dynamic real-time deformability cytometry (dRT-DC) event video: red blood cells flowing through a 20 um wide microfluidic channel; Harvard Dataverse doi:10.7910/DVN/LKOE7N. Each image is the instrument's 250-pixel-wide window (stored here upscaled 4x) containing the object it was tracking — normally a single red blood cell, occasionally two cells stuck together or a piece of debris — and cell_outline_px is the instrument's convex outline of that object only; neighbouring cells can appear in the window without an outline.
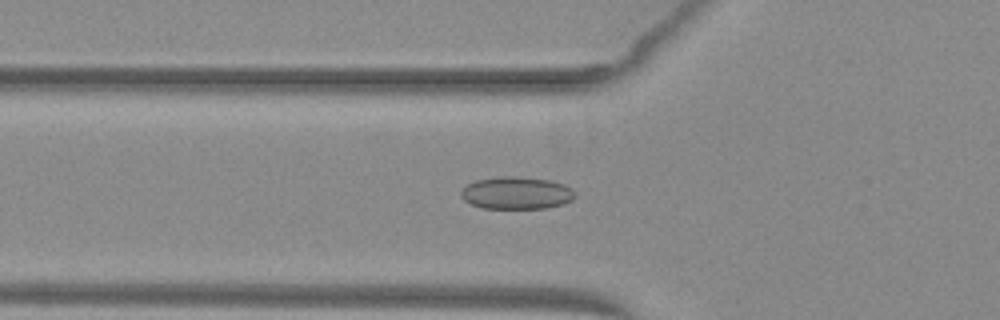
{"species": "common noctule bat (a hibernating species)", "species_latin": "Nyctalus noctula", "temperature_condition": "warm", "stored_images_in_passage": 35, "camera_frame_rate_fps": 3000, "um_per_image_px": 0.085, "animal": {"sex": "female", "body_mass_g": 29.2, "forearm_length_mm": 56.3}, "frame": {"image": 1, "passage_image": 2, "time_ms": 0.333, "image_size_px": [1000, 320], "cell_outline_px": [[576, 196], [572, 200], [564, 204], [544, 208], [484, 208], [472, 204], [464, 200], [460, 196], [460, 192], [468, 184], [476, 180], [504, 176], [516, 176], [548, 180], [564, 184], [572, 188]], "centroid_in_image_um": [43.92, 16.4], "position_along_channel_um": 81.9, "area_um2": 21.44}}
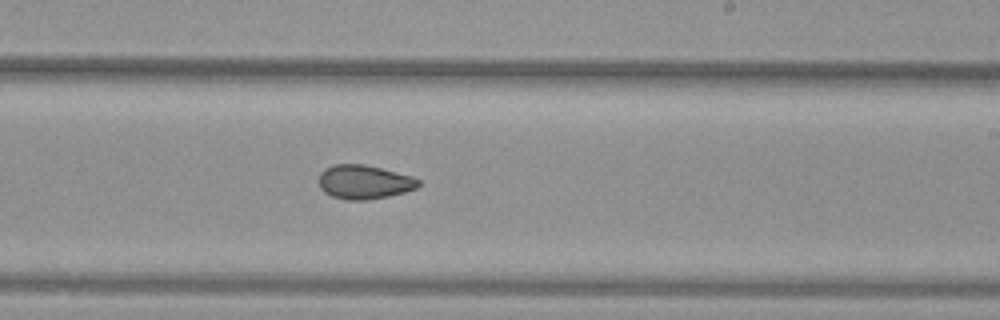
{"frame": {"image": 2, "passage_image": 15, "time_ms": 4.667, "image_size_px": [1000, 320], "cell_outline_px": [[420, 184], [416, 188], [404, 192], [388, 196], [368, 200], [344, 200], [332, 196], [324, 192], [320, 188], [320, 172], [324, 168], [336, 164], [364, 164], [412, 176], [420, 180]], "centroid_in_image_um": [30.94, 15.47], "position_along_channel_um": 258.1, "area_um2": 19.71}}
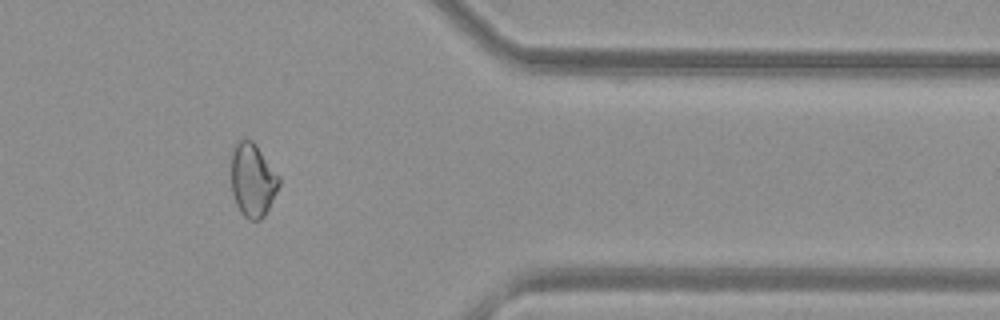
{"frame": {"image": 3, "passage_image": 26, "time_ms": 8.333, "image_size_px": [1000, 320], "cell_outline_px": [[280, 184], [264, 216], [260, 220], [248, 220], [240, 212], [236, 204], [232, 192], [232, 148], [236, 140], [244, 136], [252, 140], [256, 144], [280, 176]], "centroid_in_image_um": [21.47, 15.25], "position_along_channel_um": 389.9, "area_um2": 20.75}, "authors_computed_cell_mechanics": {"area_um2": 20.23, "velocity_mm_per_s": 4.0509, "shape_relaxation_time_tau1_ms": null, "shape_relaxation_time_tau2_ms": 1.967, "deformation_change_tau1": null, "deformation_change_tau2": 0.0699}}